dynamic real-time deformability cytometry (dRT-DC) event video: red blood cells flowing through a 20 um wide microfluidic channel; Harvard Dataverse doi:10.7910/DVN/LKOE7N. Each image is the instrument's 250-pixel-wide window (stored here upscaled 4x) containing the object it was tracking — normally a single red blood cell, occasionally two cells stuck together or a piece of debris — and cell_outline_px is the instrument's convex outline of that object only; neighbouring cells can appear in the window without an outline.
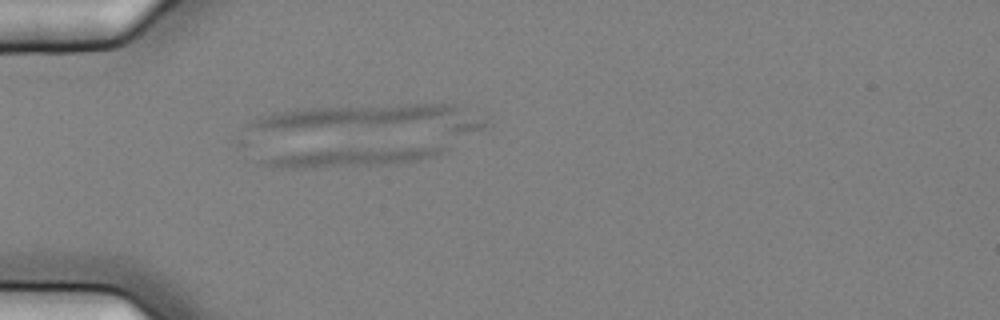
{"species": "common noctule bat (a hibernating species)", "species_latin": "Nyctalus noctula", "temperature_condition": "cold", "stored_images_in_passage": 6, "camera_frame_rate_fps": 3000, "um_per_image_px": 0.085, "animal": {"sex": "female", "body_mass_g": 25.1}, "frame": {"image": 1, "passage_image": 1, "time_ms": 0.0, "image_size_px": [1000, 320], "cell_outline_px": [[448, 148], [432, 156], [416, 160], [392, 164], [316, 168], [292, 168], [260, 164], [260, 160], [280, 156], [308, 152], [444, 144], [448, 144]], "centroid_in_image_um": [30.21, 13.35], "position_along_channel_um": 54.8, "area_um2": 19.02}}